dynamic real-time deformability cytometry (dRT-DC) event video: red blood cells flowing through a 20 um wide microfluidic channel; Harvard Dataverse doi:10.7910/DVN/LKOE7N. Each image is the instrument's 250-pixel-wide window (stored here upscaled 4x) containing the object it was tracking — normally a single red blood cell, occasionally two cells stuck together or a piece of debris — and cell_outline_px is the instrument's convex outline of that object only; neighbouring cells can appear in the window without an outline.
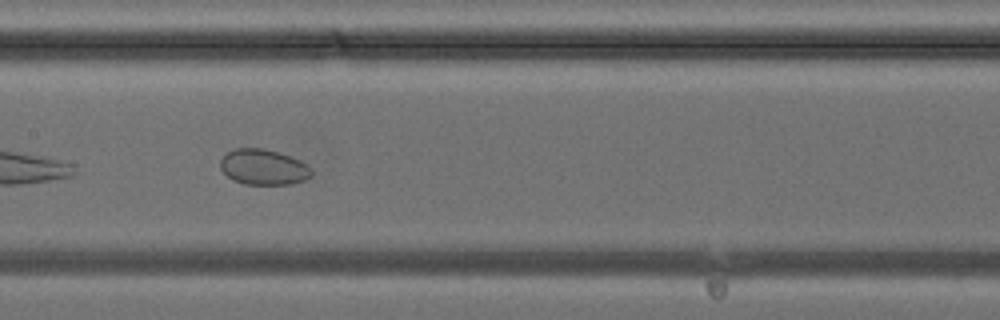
{"species": "common noctule bat (a hibernating species)", "species_latin": "Nyctalus noctula", "temperature_condition": "cold", "stored_images_in_passage": 27, "camera_frame_rate_fps": 3000, "um_per_image_px": 0.085, "animal": {"sex": "female", "body_mass_g": 24.6, "forearm_length_mm": 56.2}, "frame": {"image": 1, "passage_image": 8, "time_ms": 2.333, "image_size_px": [1000, 320], "cell_outline_px": [[312, 176], [304, 180], [288, 184], [244, 184], [232, 180], [220, 168], [220, 160], [228, 152], [236, 148], [264, 148], [300, 160], [308, 164], [312, 168]], "centroid_in_image_um": [22.4, 14.2], "position_along_channel_um": 185.0, "area_um2": 18.84}}